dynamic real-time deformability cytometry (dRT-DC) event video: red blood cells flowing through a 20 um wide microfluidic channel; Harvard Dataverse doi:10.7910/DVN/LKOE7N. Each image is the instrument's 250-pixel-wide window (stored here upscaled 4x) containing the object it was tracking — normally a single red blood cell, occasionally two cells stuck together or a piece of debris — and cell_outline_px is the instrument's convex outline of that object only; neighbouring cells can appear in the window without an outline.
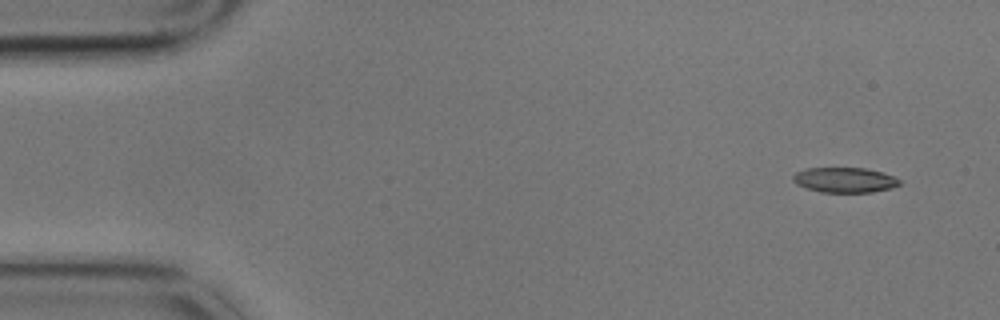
{"species": "common noctule bat (a hibernating species)", "species_latin": "Nyctalus noctula", "temperature_condition": "cold", "stored_images_in_passage": 4, "camera_frame_rate_fps": 3000, "um_per_image_px": 0.085, "animal": {"sex": "male", "body_mass_g": 17.9}, "frame": {"image": 1, "passage_image": 1, "time_ms": 0.0, "image_size_px": [1000, 320], "cell_outline_px": [[900, 184], [892, 188], [872, 192], [820, 192], [796, 184], [792, 180], [792, 176], [796, 172], [808, 168], [864, 168], [880, 172], [892, 176], [900, 180]], "centroid_in_image_um": [71.78, 15.3], "position_along_channel_um": 13.2, "area_um2": 15.43}}